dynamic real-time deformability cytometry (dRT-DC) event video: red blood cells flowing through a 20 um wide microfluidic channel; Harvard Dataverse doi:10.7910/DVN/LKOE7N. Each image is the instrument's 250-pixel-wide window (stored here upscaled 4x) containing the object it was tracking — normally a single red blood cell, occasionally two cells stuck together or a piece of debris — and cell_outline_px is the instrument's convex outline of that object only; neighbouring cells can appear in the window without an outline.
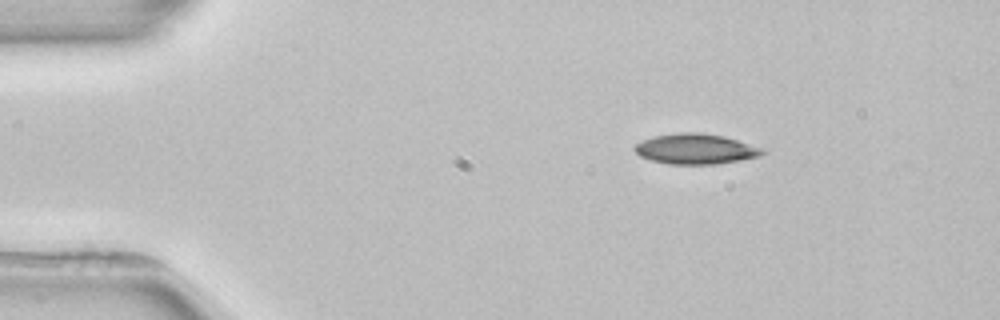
{"species": "common noctule bat (a hibernating species)", "species_latin": "Nyctalus noctula", "temperature_condition": "room temperature", "stored_images_in_passage": 4, "camera_frame_rate_fps": 3000, "um_per_image_px": 0.085, "animal": {"sex": "female", "body_mass_g": 22.7, "forearm_length_mm": 54.2}, "frame": {"image": 1, "passage_image": 2, "time_ms": 1.333, "image_size_px": [1000, 320], "cell_outline_px": [[764, 152], [760, 156], [740, 160], [716, 164], [668, 164], [652, 160], [640, 156], [632, 148], [636, 144], [652, 136], [680, 132], [700, 132], [724, 136], [764, 148]], "centroid_in_image_um": [59.12, 12.65], "position_along_channel_um": 25.9, "area_um2": 22.6}}
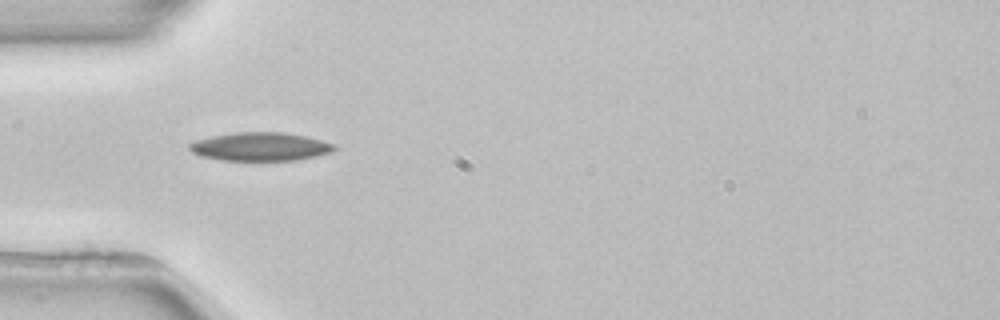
{"frame": {"image": 2, "passage_image": 3, "time_ms": 4.0, "image_size_px": [1000, 320], "cell_outline_px": [[336, 148], [332, 152], [316, 156], [296, 160], [220, 160], [200, 156], [192, 152], [188, 148], [188, 144], [196, 140], [212, 136], [236, 132], [284, 132], [304, 136], [336, 144]], "centroid_in_image_um": [22.11, 12.46], "position_along_channel_um": 62.9, "area_um2": 23.99}}